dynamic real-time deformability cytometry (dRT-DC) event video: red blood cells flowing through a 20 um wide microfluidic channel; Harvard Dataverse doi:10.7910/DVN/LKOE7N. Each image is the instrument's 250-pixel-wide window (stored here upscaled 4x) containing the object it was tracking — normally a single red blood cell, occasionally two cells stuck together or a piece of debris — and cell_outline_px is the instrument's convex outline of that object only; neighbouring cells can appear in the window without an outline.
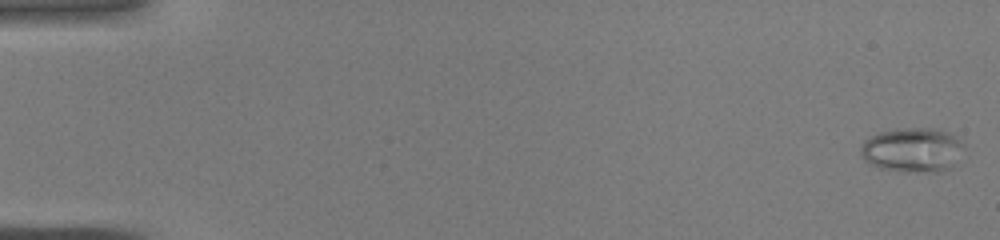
{"species": "common noctule bat (a hibernating species)", "species_latin": "Nyctalus noctula", "temperature_condition": "warm", "stored_images_in_passage": 41, "camera_frame_rate_fps": 3000, "um_per_image_px": 0.085, "animal": {"sex": "male", "body_mass_g": 19.0, "forearm_length_mm": 50.8}, "frame": {"image": 1, "passage_image": 1, "time_ms": 0.0, "image_size_px": [1000, 240], "cell_outline_px": [[964, 144], [952, 164], [948, 168], [940, 172], [908, 172], [880, 168], [868, 164], [860, 156], [860, 148], [864, 140], [880, 132], [896, 128], [932, 128], [944, 132], [952, 136]], "centroid_in_image_um": [77.46, 12.75], "position_along_channel_um": 7.5, "area_um2": 26.41}}
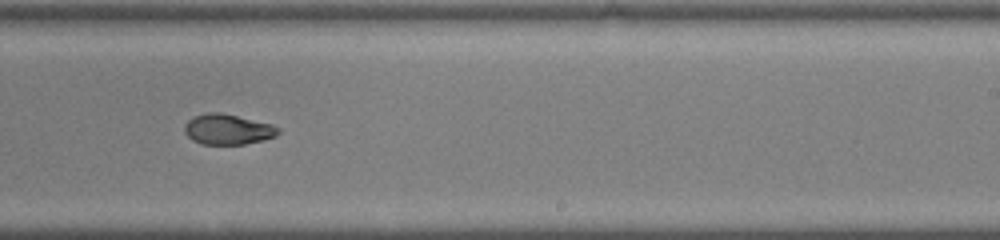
{"frame": {"image": 2, "passage_image": 28, "time_ms": 9.0, "image_size_px": [1000, 240], "cell_outline_px": [[280, 132], [276, 136], [264, 140], [244, 144], [200, 144], [192, 140], [184, 132], [184, 128], [188, 120], [192, 116], [208, 112], [220, 112], [272, 124], [280, 128]], "centroid_in_image_um": [19.36, 10.99], "position_along_channel_um": 269.6, "area_um2": 16.7}}
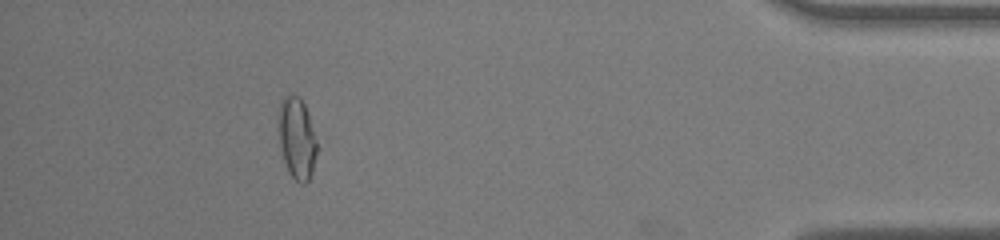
{"frame": {"image": 3, "passage_image": 40, "time_ms": 13.0, "image_size_px": [1000, 240], "cell_outline_px": [[316, 152], [312, 172], [308, 180], [304, 184], [300, 184], [288, 172], [284, 160], [280, 144], [280, 100], [284, 96], [300, 96], [308, 112], [316, 140]], "centroid_in_image_um": [25.25, 11.77], "position_along_channel_um": 410.0, "area_um2": 17.74}}